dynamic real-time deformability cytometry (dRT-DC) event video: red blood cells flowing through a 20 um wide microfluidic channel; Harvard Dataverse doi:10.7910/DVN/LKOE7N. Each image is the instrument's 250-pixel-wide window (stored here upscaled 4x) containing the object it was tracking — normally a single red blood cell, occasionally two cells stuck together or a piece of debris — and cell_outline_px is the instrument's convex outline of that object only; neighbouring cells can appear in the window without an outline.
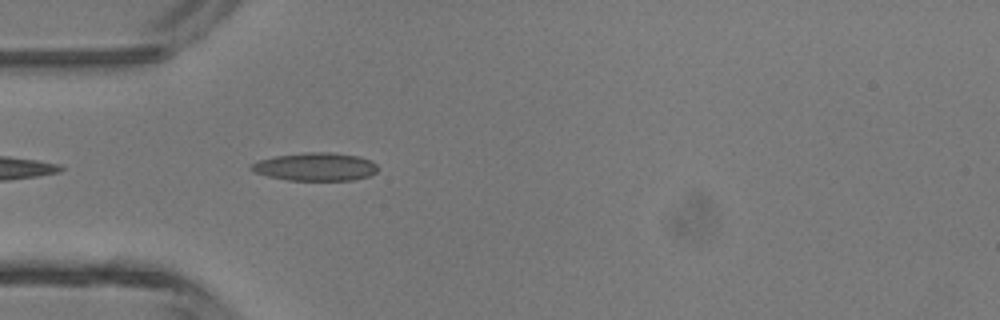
{"species": "common noctule bat (a hibernating species)", "species_latin": "Nyctalus noctula", "temperature_condition": "room temperature", "stored_images_in_passage": 2, "camera_frame_rate_fps": 3000, "um_per_image_px": 0.085, "animal": {"sex": "male", "body_mass_g": 13.3}, "frame": {"image": 1, "passage_image": 2, "time_ms": 0.333, "image_size_px": [1000, 320], "cell_outline_px": [[376, 172], [368, 176], [352, 180], [288, 180], [268, 176], [256, 172], [248, 168], [252, 164], [260, 160], [276, 156], [304, 152], [332, 152], [360, 156], [372, 160], [376, 164]], "centroid_in_image_um": [26.84, 14.16], "position_along_channel_um": 58.2, "area_um2": 20.63}}